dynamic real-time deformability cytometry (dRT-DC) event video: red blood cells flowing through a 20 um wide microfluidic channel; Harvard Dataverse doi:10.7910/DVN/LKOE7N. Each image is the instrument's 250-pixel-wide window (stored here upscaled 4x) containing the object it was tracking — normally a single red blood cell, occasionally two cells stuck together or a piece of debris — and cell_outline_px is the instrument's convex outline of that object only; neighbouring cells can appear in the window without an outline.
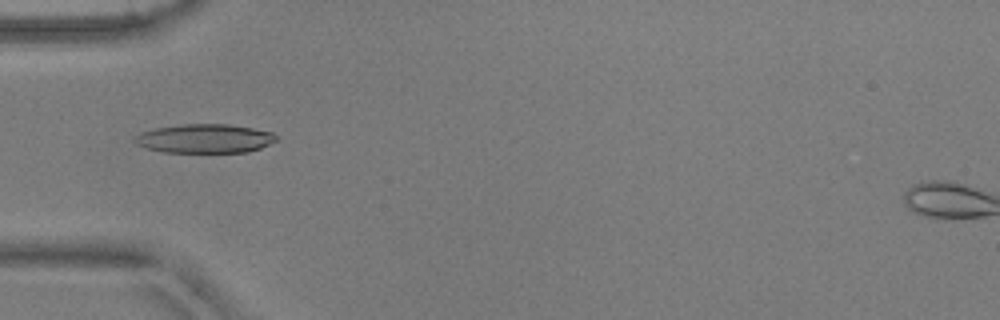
{"species": "common noctule bat (a hibernating species)", "species_latin": "Nyctalus noctula", "temperature_condition": "warm", "stored_images_in_passage": 39, "camera_frame_rate_fps": 3000, "um_per_image_px": 0.085, "animal": {"sex": "male", "body_mass_g": 17.9, "forearm_length_mm": 54.2}, "frame": {"image": 1, "passage_image": 4, "time_ms": 1.0, "image_size_px": [1000, 320], "cell_outline_px": [[276, 140], [260, 148], [248, 152], [164, 152], [148, 148], [136, 144], [132, 140], [140, 132], [156, 128], [180, 124], [228, 124], [252, 128], [272, 132], [276, 136]], "centroid_in_image_um": [17.38, 11.77], "position_along_channel_um": 67.6, "area_um2": 23.76}}
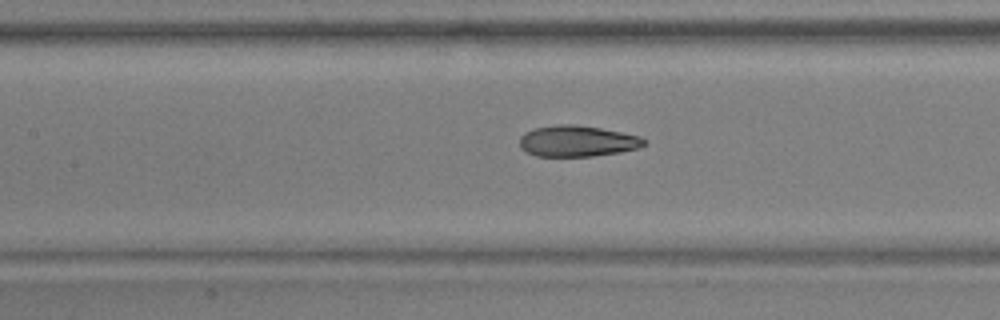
{"frame": {"image": 2, "passage_image": 11, "time_ms": 3.333, "image_size_px": [1000, 320], "cell_outline_px": [[648, 140], [644, 144], [636, 148], [620, 152], [592, 156], [536, 156], [520, 148], [520, 136], [524, 132], [536, 128], [556, 124], [572, 124], [600, 128], [640, 136]], "centroid_in_image_um": [49.05, 11.99], "position_along_channel_um": 158.4, "area_um2": 22.43}}
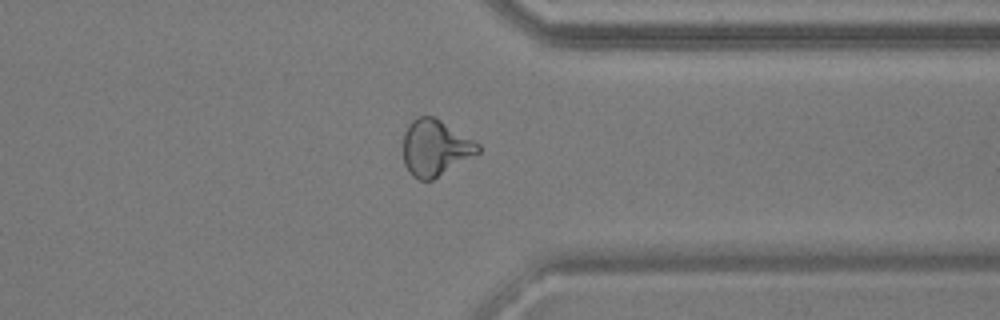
{"frame": {"image": 3, "passage_image": 28, "time_ms": 9.0, "image_size_px": [1000, 320], "cell_outline_px": [[480, 152], [432, 180], [420, 180], [412, 176], [408, 172], [404, 164], [404, 132], [408, 124], [416, 116], [436, 116], [480, 144]], "centroid_in_image_um": [36.98, 12.54], "position_along_channel_um": 374.4, "area_um2": 24.62}, "authors_computed_cell_mechanics": {"area_um2": 23.2934, "velocity_mm_per_s": 3.8699, "shape_relaxation_time_tau1_ms": 9.5823, "shape_relaxation_time_tau2_ms": 1.5097, "deformation_change_tau1": 0.2785, "deformation_change_tau2": 0.08}}